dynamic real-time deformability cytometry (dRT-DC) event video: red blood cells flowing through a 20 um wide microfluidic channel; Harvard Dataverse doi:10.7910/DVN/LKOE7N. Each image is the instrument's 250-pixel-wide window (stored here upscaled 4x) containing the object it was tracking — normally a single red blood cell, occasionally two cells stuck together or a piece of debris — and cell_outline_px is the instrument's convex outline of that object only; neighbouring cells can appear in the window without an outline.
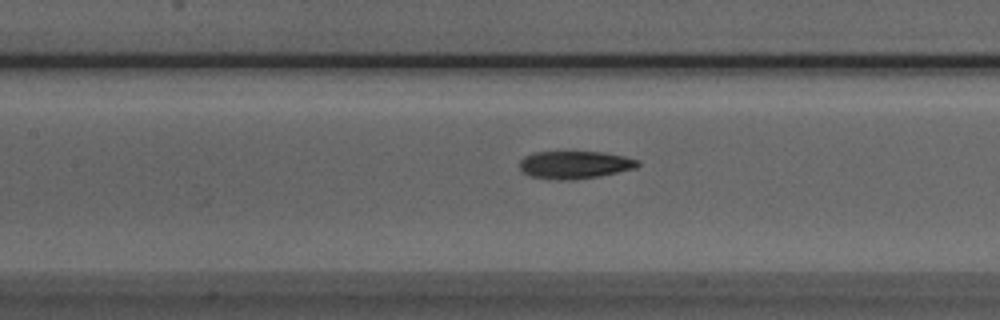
{"species": "Egyptian fruit bat (a non-hibernating species)", "species_latin": "Rousettus aegyptiacus", "temperature_condition": "room temperature", "stored_images_in_passage": 33, "camera_frame_rate_fps": 3000, "um_per_image_px": 0.085, "animal": {"sex": "male"}, "frame": {"image": 1, "passage_image": 8, "time_ms": 2.333, "image_size_px": [1000, 320], "cell_outline_px": [[640, 164], [636, 168], [600, 176], [572, 180], [560, 180], [532, 176], [524, 172], [520, 168], [520, 160], [524, 156], [536, 152], [600, 152], [624, 156], [640, 160]], "centroid_in_image_um": [48.89, 14.0], "position_along_channel_um": 158.5, "area_um2": 18.96}}
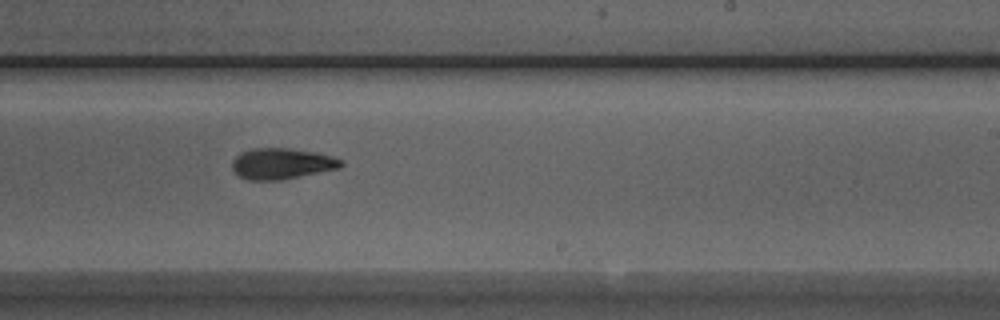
{"frame": {"image": 2, "passage_image": 16, "time_ms": 5.0, "image_size_px": [1000, 320], "cell_outline_px": [[344, 164], [340, 168], [280, 180], [248, 180], [240, 176], [232, 168], [232, 160], [240, 152], [252, 148], [288, 148], [312, 152], [332, 156], [344, 160]], "centroid_in_image_um": [23.95, 13.9], "position_along_channel_um": 265.1, "area_um2": 19.59}}
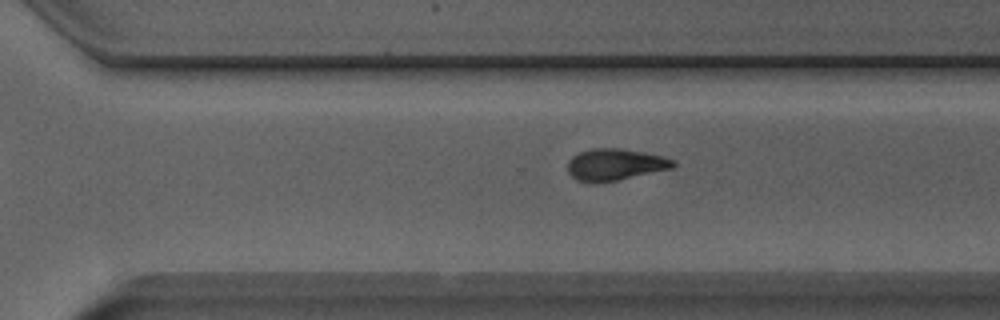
{"frame": {"image": 3, "passage_image": 20, "time_ms": 6.333, "image_size_px": [1000, 320], "cell_outline_px": [[676, 164], [672, 168], [616, 180], [576, 180], [568, 172], [568, 160], [572, 156], [580, 152], [592, 148], [620, 148], [644, 152], [664, 156], [676, 160]], "centroid_in_image_um": [52.32, 13.94], "position_along_channel_um": 318.3, "area_um2": 19.02}}